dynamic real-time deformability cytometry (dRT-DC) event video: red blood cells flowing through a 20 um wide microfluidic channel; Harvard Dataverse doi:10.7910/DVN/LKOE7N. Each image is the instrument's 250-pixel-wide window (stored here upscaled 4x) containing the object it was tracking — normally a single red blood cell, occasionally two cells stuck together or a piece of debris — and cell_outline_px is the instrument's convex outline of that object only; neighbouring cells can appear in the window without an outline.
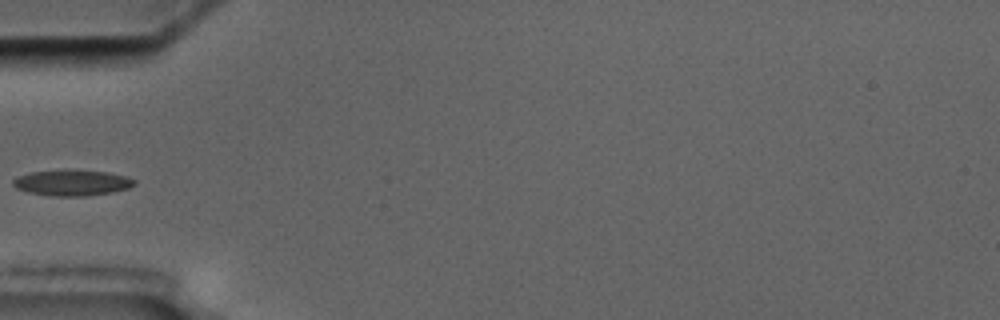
{"species": "common noctule bat (a hibernating species)", "species_latin": "Nyctalus noctula", "temperature_condition": "cold", "stored_images_in_passage": 6, "camera_frame_rate_fps": 3000, "um_per_image_px": 0.085, "animal": {"sex": "male", "body_mass_g": 17.5, "forearm_length_mm": 52.3}, "frame": {"image": 1, "passage_image": 6, "time_ms": 5.667, "image_size_px": [1000, 320], "cell_outline_px": [[136, 184], [128, 188], [112, 192], [84, 196], [52, 196], [28, 192], [16, 188], [12, 184], [12, 180], [16, 176], [28, 172], [76, 168], [108, 172], [128, 176], [136, 180]], "centroid_in_image_um": [6.12, 15.5], "position_along_channel_um": 78.9, "area_um2": 18.84}}